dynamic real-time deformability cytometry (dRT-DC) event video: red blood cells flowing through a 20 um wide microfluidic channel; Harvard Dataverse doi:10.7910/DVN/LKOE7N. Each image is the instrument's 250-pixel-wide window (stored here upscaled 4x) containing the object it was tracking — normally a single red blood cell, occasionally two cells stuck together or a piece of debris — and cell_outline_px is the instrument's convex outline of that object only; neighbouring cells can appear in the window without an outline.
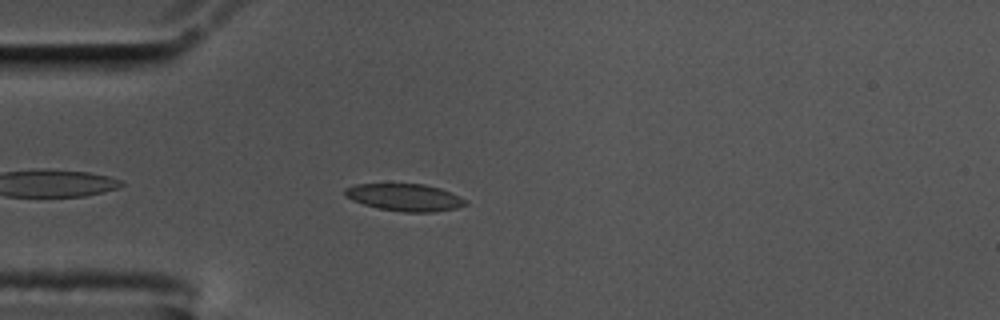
{"species": "common noctule bat (a hibernating species)", "species_latin": "Nyctalus noctula", "temperature_condition": "cold", "stored_images_in_passage": 47, "segment_of_instrument_passage": [1, 2], "camera_frame_rate_fps": 3000, "um_per_image_px": 0.085, "animal": {"sex": "male", "body_mass_g": 17.5, "forearm_length_mm": 52.3}, "frame": {"image": 1, "passage_image": 6, "time_ms": 1.667, "image_size_px": [1000, 320], "cell_outline_px": [[468, 204], [456, 208], [432, 212], [404, 212], [380, 208], [364, 204], [352, 200], [344, 196], [344, 188], [356, 184], [424, 184], [440, 188], [460, 196], [468, 200]], "centroid_in_image_um": [34.42, 16.77], "position_along_channel_um": 50.6, "area_um2": 19.13}}
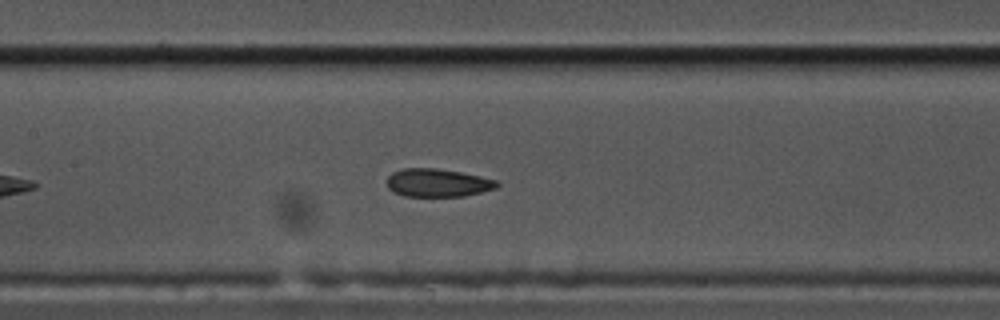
{"frame": {"image": 2, "passage_image": 17, "time_ms": 5.333, "image_size_px": [1000, 320], "cell_outline_px": [[500, 184], [496, 188], [464, 196], [404, 196], [388, 188], [388, 176], [392, 172], [400, 168], [436, 168], [460, 172], [480, 176], [496, 180]], "centroid_in_image_um": [37.19, 15.53], "position_along_channel_um": 170.2, "area_um2": 17.92}}
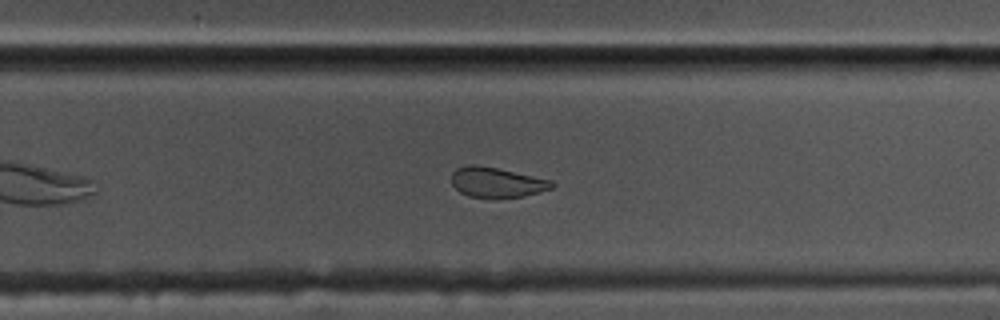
{"frame": {"image": 3, "passage_image": 27, "time_ms": 8.667, "image_size_px": [1000, 320], "cell_outline_px": [[556, 184], [552, 188], [540, 192], [524, 196], [492, 200], [468, 196], [460, 192], [452, 184], [452, 172], [456, 168], [468, 164], [476, 164], [496, 168], [552, 180]], "centroid_in_image_um": [42.21, 15.53], "position_along_channel_um": 287.6, "area_um2": 18.03}}